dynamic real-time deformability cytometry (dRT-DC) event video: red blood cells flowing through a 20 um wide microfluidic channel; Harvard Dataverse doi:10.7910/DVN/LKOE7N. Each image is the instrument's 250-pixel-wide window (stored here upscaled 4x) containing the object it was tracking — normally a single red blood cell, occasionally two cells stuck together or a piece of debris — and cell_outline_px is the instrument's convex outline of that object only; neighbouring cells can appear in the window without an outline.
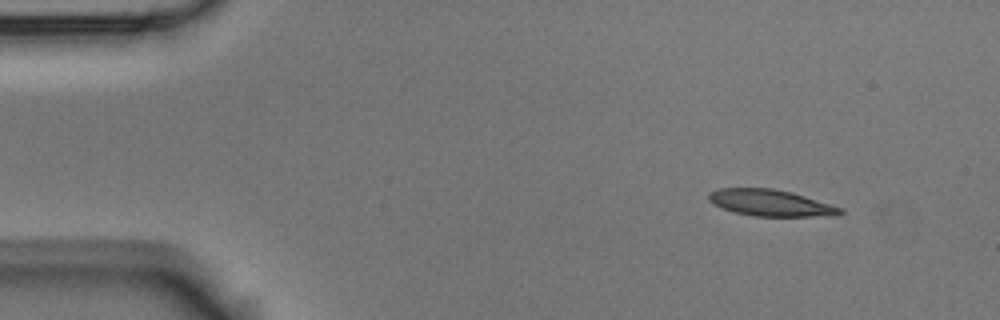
{"species": "Egyptian fruit bat (a non-hibernating species)", "species_latin": "Rousettus aegyptiacus", "temperature_condition": "room temperature", "stored_images_in_passage": 3, "camera_frame_rate_fps": 3000, "um_per_image_px": 0.085, "animal": {"sex": "male"}, "frame": {"image": 1, "passage_image": 1, "time_ms": 0.0, "image_size_px": [1000, 320], "cell_outline_px": [[844, 212], [836, 216], [752, 216], [732, 212], [708, 200], [708, 192], [716, 188], [772, 188], [792, 192], [832, 204], [844, 208]], "centroid_in_image_um": [65.53, 17.24], "position_along_channel_um": 19.5, "area_um2": 20.52}}
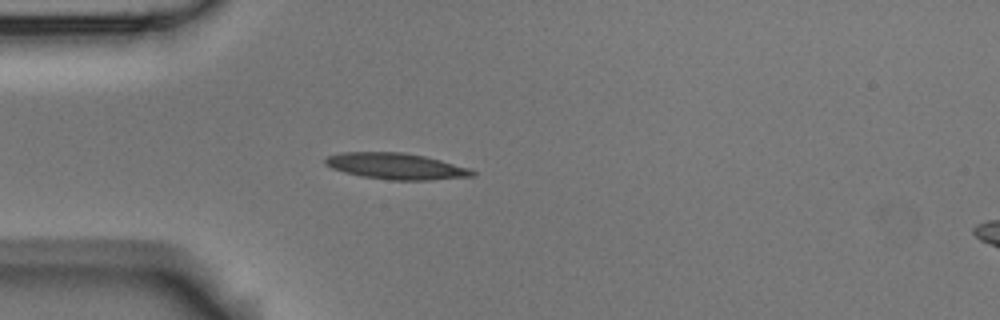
{"frame": {"image": 2, "passage_image": 3, "time_ms": 0.667, "image_size_px": [1000, 320], "cell_outline_px": [[476, 172], [472, 176], [428, 180], [388, 180], [360, 176], [344, 172], [332, 168], [324, 164], [324, 160], [328, 156], [340, 152], [404, 152], [424, 156], [472, 168]], "centroid_in_image_um": [33.65, 14.12], "position_along_channel_um": 51.3, "area_um2": 22.54}}